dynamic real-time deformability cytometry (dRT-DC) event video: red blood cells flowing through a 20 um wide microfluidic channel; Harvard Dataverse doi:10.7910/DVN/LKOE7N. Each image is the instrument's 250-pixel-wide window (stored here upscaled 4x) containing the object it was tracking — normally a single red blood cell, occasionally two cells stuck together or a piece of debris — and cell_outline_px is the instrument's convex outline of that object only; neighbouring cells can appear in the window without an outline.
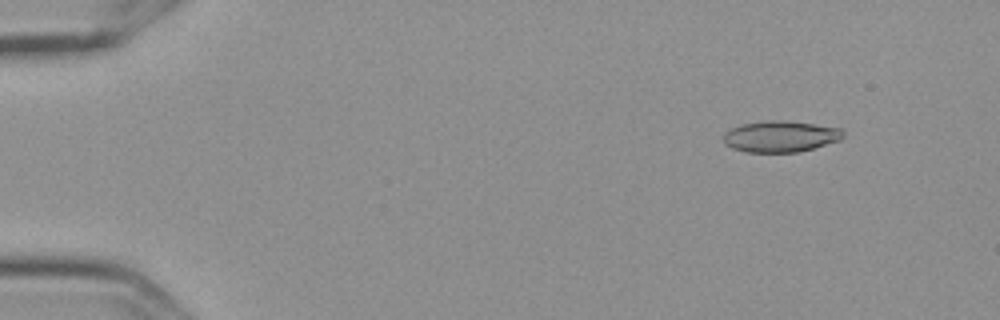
{"species": "Egyptian fruit bat (a non-hibernating species)", "species_latin": "Rousettus aegyptiacus", "temperature_condition": "cold", "stored_images_in_passage": 57, "camera_frame_rate_fps": 3000, "um_per_image_px": 0.085, "frame": {"image": 1, "passage_image": 7, "time_ms": 2.0, "image_size_px": [1000, 320], "cell_outline_px": [[844, 136], [840, 140], [800, 152], [744, 152], [732, 148], [724, 144], [724, 132], [732, 128], [744, 124], [768, 120], [780, 120], [812, 124], [840, 128], [844, 132]], "centroid_in_image_um": [66.33, 11.61], "position_along_channel_um": 18.7, "area_um2": 21.68}}
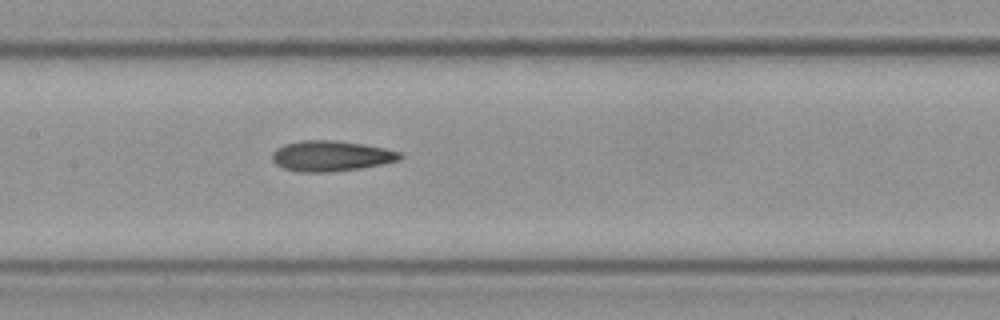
{"frame": {"image": 2, "passage_image": 29, "time_ms": 9.333, "image_size_px": [1000, 320], "cell_outline_px": [[404, 156], [400, 160], [360, 168], [328, 172], [296, 172], [284, 168], [276, 164], [272, 160], [272, 152], [276, 148], [284, 144], [300, 140], [336, 140], [364, 144], [384, 148], [400, 152]], "centroid_in_image_um": [28.11, 13.25], "position_along_channel_um": 179.3, "area_um2": 22.83}}
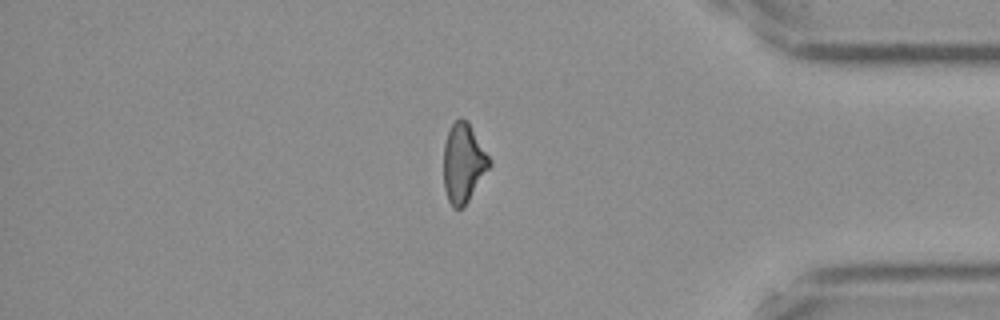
{"frame": {"image": 3, "passage_image": 49, "time_ms": 16.0, "image_size_px": [1000, 320], "cell_outline_px": [[492, 164], [464, 208], [452, 208], [448, 200], [444, 188], [444, 144], [448, 132], [452, 124], [460, 116], [468, 120], [492, 160]], "centroid_in_image_um": [39.41, 13.85], "position_along_channel_um": 395.8, "area_um2": 21.44}, "authors_computed_cell_mechanics": {"area_um2": 21.7906, "velocity_mm_per_s": 3.6182, "shape_relaxation_time_tau1_ms": null, "shape_relaxation_time_tau2_ms": 4.5705, "deformation_change_tau1": null, "deformation_change_tau2": 0.1358}}